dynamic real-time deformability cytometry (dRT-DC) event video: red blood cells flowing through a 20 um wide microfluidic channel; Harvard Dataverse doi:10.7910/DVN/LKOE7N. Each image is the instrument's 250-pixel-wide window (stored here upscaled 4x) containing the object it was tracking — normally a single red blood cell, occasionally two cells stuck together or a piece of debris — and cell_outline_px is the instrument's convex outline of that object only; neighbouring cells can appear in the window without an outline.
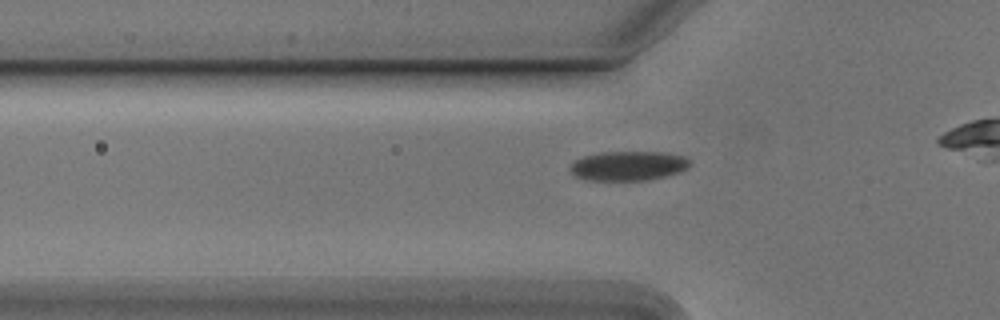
{"species": "Egyptian fruit bat (a non-hibernating species)", "species_latin": "Rousettus aegyptiacus", "temperature_condition": "cold", "stored_images_in_passage": 35, "camera_frame_rate_fps": 3000, "um_per_image_px": 0.085, "animal": {"sex": "male"}, "frame": {"image": 1, "passage_image": 2, "time_ms": 0.333, "image_size_px": [1000, 320], "cell_outline_px": [[688, 164], [684, 168], [676, 172], [664, 176], [644, 180], [588, 180], [576, 176], [568, 168], [576, 160], [584, 156], [600, 152], [668, 152], [684, 156], [688, 160]], "centroid_in_image_um": [53.35, 14.08], "position_along_channel_um": 72.4, "area_um2": 20.17}}
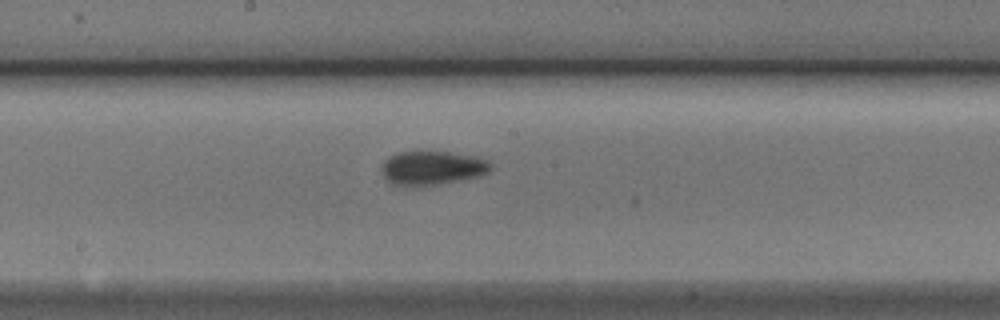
{"frame": {"image": 2, "passage_image": 13, "time_ms": 4.0, "image_size_px": [1000, 320], "cell_outline_px": [[492, 168], [488, 172], [476, 176], [456, 180], [432, 184], [392, 184], [384, 176], [384, 160], [388, 156], [400, 152], [448, 152], [488, 160]], "centroid_in_image_um": [36.73, 14.24], "position_along_channel_um": 211.5, "area_um2": 20.4}}
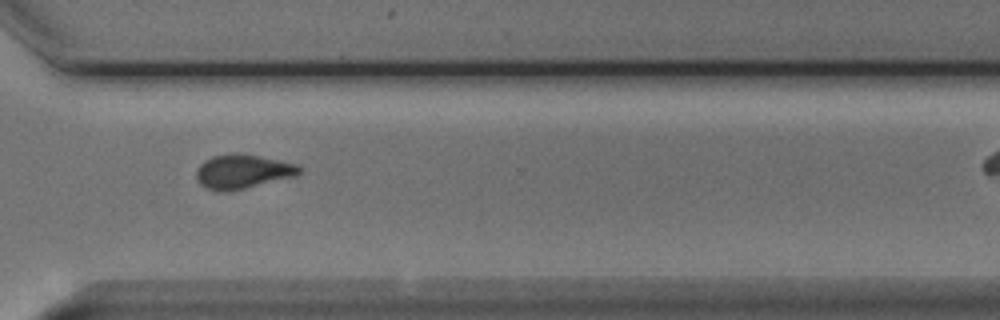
{"frame": {"image": 3, "passage_image": 24, "time_ms": 7.667, "image_size_px": [1000, 320], "cell_outline_px": [[304, 168], [296, 176], [228, 192], [220, 192], [204, 188], [196, 180], [196, 172], [200, 164], [204, 160], [212, 156], [260, 156], [296, 164]], "centroid_in_image_um": [20.61, 14.63], "position_along_channel_um": 350.0, "area_um2": 20.06}, "authors_computed_cell_mechanics": {"area_um2": 20.23, "velocity_mm_per_s": 3.7795, "shape_relaxation_time_tau1_ms": 2.9964, "shape_relaxation_time_tau2_ms": 5.8684, "deformation_change_tau1": 0.088, "deformation_change_tau2": 0.0868}}